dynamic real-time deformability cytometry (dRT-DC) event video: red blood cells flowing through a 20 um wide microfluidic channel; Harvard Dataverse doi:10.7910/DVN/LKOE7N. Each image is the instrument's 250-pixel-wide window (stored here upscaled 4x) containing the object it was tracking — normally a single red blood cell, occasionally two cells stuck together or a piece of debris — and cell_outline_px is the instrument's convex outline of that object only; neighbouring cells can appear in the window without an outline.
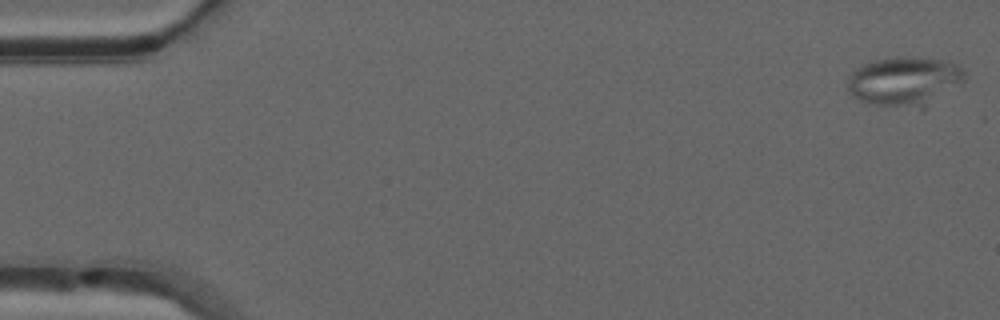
{"species": "common noctule bat (a hibernating species)", "species_latin": "Nyctalus noctula", "temperature_condition": "warm", "stored_images_in_passage": 47, "camera_frame_rate_fps": 3000, "um_per_image_px": 0.085, "animal": {"sex": "male", "forearm_length_mm": 52.5}, "frame": {"image": 1, "passage_image": 1, "time_ms": 0.0, "image_size_px": [1000, 320], "cell_outline_px": [[964, 80], [928, 108], [920, 108], [868, 104], [852, 96], [848, 88], [848, 76], [852, 72], [864, 64], [876, 60], [896, 56], [940, 60], [956, 64], [964, 68]], "centroid_in_image_um": [76.88, 6.93], "position_along_channel_um": 8.1, "area_um2": 33.52}}
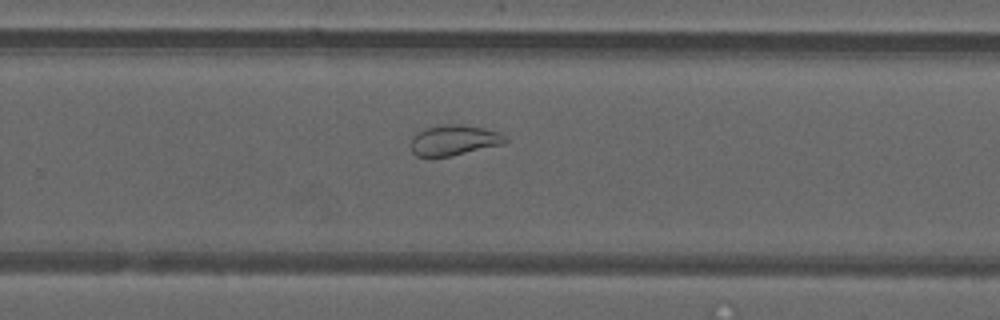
{"frame": {"image": 2, "passage_image": 33, "time_ms": 10.667, "image_size_px": [1000, 320], "cell_outline_px": [[508, 140], [504, 144], [452, 156], [432, 160], [416, 156], [412, 152], [412, 140], [416, 132], [424, 128], [448, 124], [460, 124], [484, 128], [508, 136]], "centroid_in_image_um": [38.56, 11.96], "position_along_channel_um": 291.2, "area_um2": 17.22}}
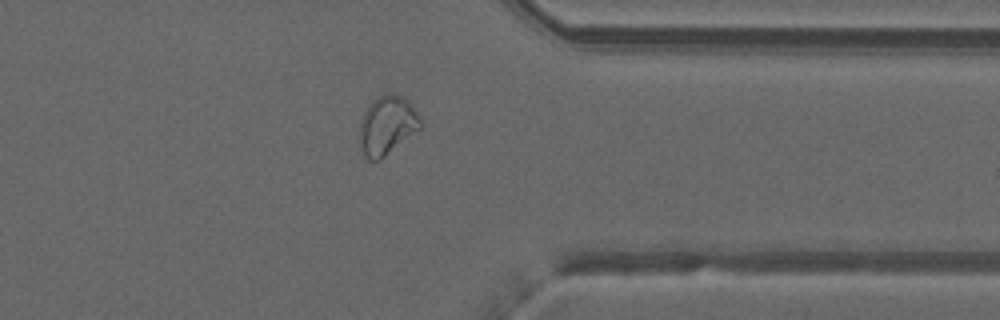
{"frame": {"image": 3, "passage_image": 40, "time_ms": 13.0, "image_size_px": [1000, 320], "cell_outline_px": [[420, 128], [380, 160], [368, 160], [364, 156], [360, 144], [360, 120], [364, 112], [372, 100], [388, 92], [404, 96], [408, 100], [416, 112], [420, 120]], "centroid_in_image_um": [32.88, 10.64], "position_along_channel_um": 378.5, "area_um2": 20.63}, "authors_computed_cell_mechanics": {"area_um2": 21.8484, "velocity_mm_per_s": 4.0192, "shape_relaxation_time_tau1_ms": null, "shape_relaxation_time_tau2_ms": 1.3962, "deformation_change_tau1": null, "deformation_change_tau2": 0.0766}}